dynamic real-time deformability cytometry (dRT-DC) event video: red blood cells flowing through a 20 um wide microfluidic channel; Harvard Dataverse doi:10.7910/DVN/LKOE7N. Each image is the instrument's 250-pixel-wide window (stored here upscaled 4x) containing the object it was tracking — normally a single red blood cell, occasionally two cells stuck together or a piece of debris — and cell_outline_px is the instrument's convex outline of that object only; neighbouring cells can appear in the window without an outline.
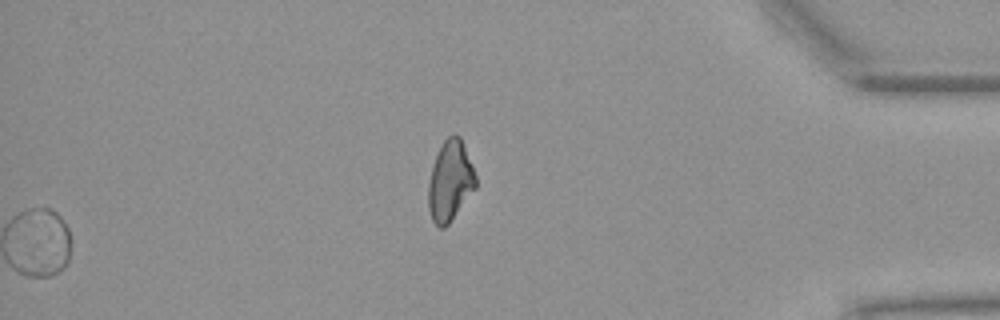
{"species": "Egyptian fruit bat (a non-hibernating species)", "species_latin": "Rousettus aegyptiacus", "temperature_condition": "warm", "stored_images_in_passage": 49, "segment_of_instrument_passage": [2, 2], "camera_frame_rate_fps": 3000, "um_per_image_px": 0.085, "animal": {"sex": "female"}, "frame": {"image": 1, "passage_image": 49, "time_ms": 16.0, "image_size_px": [1000, 320], "cell_outline_px": [[476, 188], [448, 224], [444, 228], [440, 228], [432, 220], [428, 208], [428, 184], [432, 168], [436, 156], [444, 140], [452, 132], [456, 132], [460, 136], [476, 176]], "centroid_in_image_um": [38.26, 15.38], "position_along_channel_um": 396.9, "area_um2": 22.02}}